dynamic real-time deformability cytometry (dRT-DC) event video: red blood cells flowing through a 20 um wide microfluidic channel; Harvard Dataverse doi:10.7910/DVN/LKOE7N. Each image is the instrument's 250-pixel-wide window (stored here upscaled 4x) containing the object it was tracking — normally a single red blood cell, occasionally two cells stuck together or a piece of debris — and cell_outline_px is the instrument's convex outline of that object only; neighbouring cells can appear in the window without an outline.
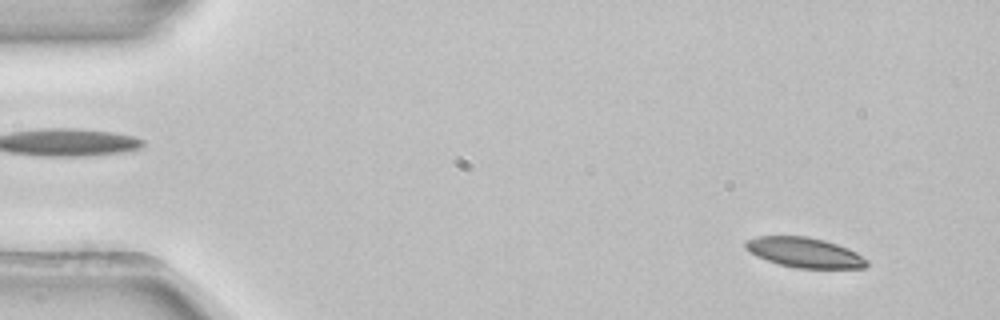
{"species": "common noctule bat (a hibernating species)", "species_latin": "Nyctalus noctula", "temperature_condition": "room temperature", "stored_images_in_passage": 52, "camera_frame_rate_fps": 3000, "um_per_image_px": 0.085, "animal": {"sex": "female", "body_mass_g": 22.7, "forearm_length_mm": 54.2}, "frame": {"image": 1, "passage_image": 4, "time_ms": 1.0, "image_size_px": [1000, 320], "cell_outline_px": [[868, 264], [864, 268], [796, 268], [780, 264], [756, 256], [744, 248], [744, 240], [756, 236], [808, 236], [824, 240], [848, 248], [856, 252], [868, 260]], "centroid_in_image_um": [68.36, 21.45], "position_along_channel_um": 16.6, "area_um2": 21.27}}
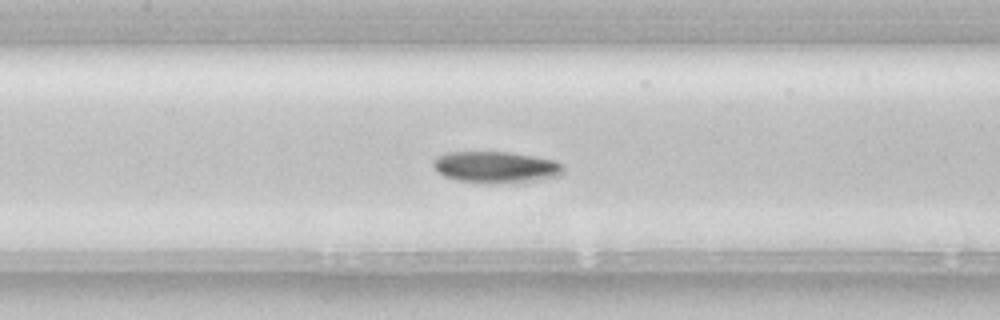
{"frame": {"image": 2, "passage_image": 24, "time_ms": 7.667, "image_size_px": [1000, 320], "cell_outline_px": [[564, 172], [560, 176], [532, 180], [488, 184], [460, 180], [444, 176], [436, 172], [432, 164], [432, 160], [436, 156], [448, 152], [508, 152], [556, 160], [564, 168]], "centroid_in_image_um": [42.1, 14.2], "position_along_channel_um": 165.3, "area_um2": 23.81}}
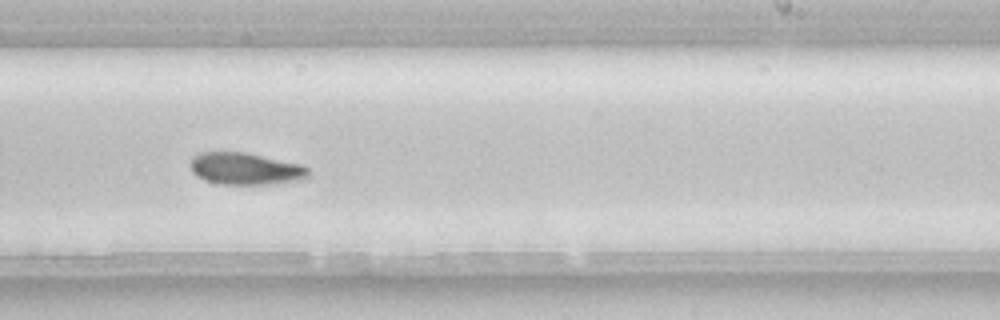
{"frame": {"image": 3, "passage_image": 32, "time_ms": 10.333, "image_size_px": [1000, 320], "cell_outline_px": [[308, 176], [300, 180], [276, 184], [220, 184], [196, 176], [192, 172], [188, 164], [192, 156], [200, 152], [244, 152], [300, 164], [308, 168]], "centroid_in_image_um": [20.82, 14.34], "position_along_channel_um": 268.2, "area_um2": 22.02}}